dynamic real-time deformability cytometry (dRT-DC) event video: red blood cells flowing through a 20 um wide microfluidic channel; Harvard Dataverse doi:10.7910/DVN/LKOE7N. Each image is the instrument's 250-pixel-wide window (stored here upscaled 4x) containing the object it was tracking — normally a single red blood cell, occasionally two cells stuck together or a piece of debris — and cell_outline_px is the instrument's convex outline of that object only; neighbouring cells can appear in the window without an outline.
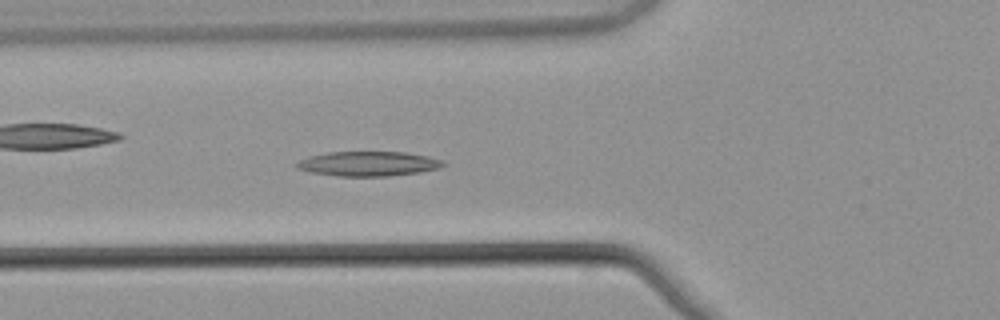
{"species": "common noctule bat (a hibernating species)", "species_latin": "Nyctalus noctula", "temperature_condition": "warm", "stored_images_in_passage": 55, "camera_frame_rate_fps": 3000, "um_per_image_px": 0.085, "animal": {"sex": "male", "body_mass_g": 21.5, "forearm_length_mm": 52.0}, "frame": {"image": 1, "passage_image": 21, "time_ms": 6.667, "image_size_px": [1000, 320], "cell_outline_px": [[448, 164], [440, 168], [420, 172], [388, 176], [336, 176], [312, 172], [296, 168], [292, 164], [308, 156], [328, 152], [408, 152], [428, 156], [444, 160]], "centroid_in_image_um": [31.33, 13.91], "position_along_channel_um": 94.5, "area_um2": 21.33}}
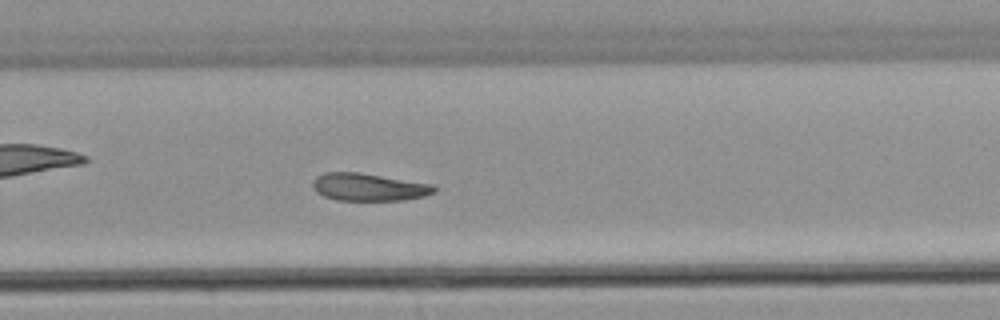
{"frame": {"image": 2, "passage_image": 37, "time_ms": 12.0, "image_size_px": [1000, 320], "cell_outline_px": [[436, 192], [424, 196], [404, 200], [336, 200], [324, 196], [316, 192], [312, 188], [312, 180], [316, 176], [324, 172], [360, 172], [436, 184]], "centroid_in_image_um": [31.36, 15.89], "position_along_channel_um": 298.4, "area_um2": 19.88}}
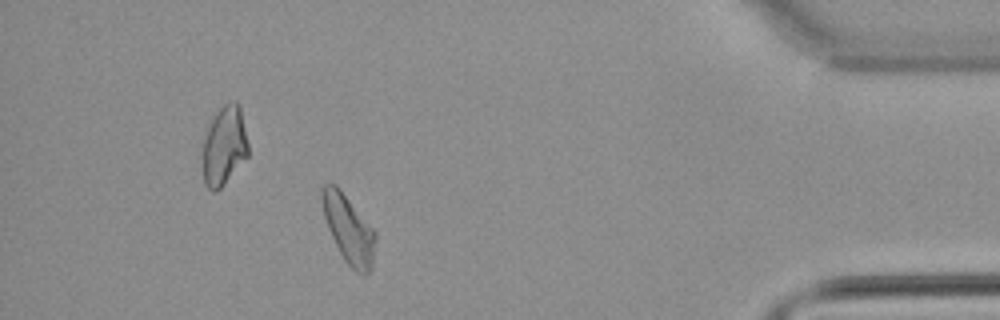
{"frame": {"image": 3, "passage_image": 49, "time_ms": 16.0, "image_size_px": [1000, 320], "cell_outline_px": [[376, 240], [372, 268], [364, 276], [356, 272], [344, 260], [328, 228], [324, 216], [320, 200], [320, 192], [324, 184], [336, 184], [340, 188], [376, 232]], "centroid_in_image_um": [29.63, 19.47], "position_along_channel_um": 405.6, "area_um2": 21.21}, "authors_computed_cell_mechanics": {"area_um2": 21.2126, "velocity_mm_per_s": 3.8307, "shape_relaxation_time_tau1_ms": 8.4118, "shape_relaxation_time_tau2_ms": null, "deformation_change_tau1": 0.1737, "deformation_change_tau2": null}}